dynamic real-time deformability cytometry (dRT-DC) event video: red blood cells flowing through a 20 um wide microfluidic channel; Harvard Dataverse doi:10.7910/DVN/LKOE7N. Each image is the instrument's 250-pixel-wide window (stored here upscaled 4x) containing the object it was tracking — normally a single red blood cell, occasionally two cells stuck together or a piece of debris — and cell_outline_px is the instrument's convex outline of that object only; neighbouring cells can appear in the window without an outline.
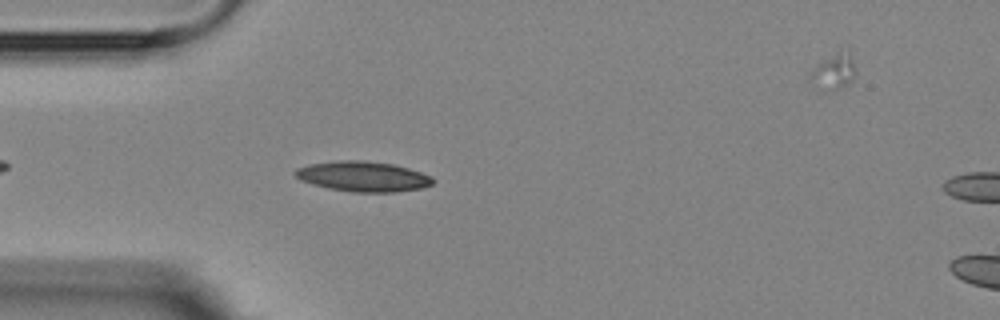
{"species": "Egyptian fruit bat (a non-hibernating species)", "species_latin": "Rousettus aegyptiacus", "temperature_condition": "room temperature", "stored_images_in_passage": 4, "camera_frame_rate_fps": 3000, "um_per_image_px": 0.085, "animal": {"sex": "female"}, "frame": {"image": 1, "passage_image": 3, "time_ms": 2.333, "image_size_px": [1000, 320], "cell_outline_px": [[436, 180], [432, 184], [420, 188], [396, 192], [352, 192], [328, 188], [312, 184], [300, 180], [292, 172], [296, 168], [308, 164], [340, 160], [364, 160], [392, 164], [408, 168], [432, 176]], "centroid_in_image_um": [30.84, 14.99], "position_along_channel_um": 54.2, "area_um2": 24.33}}